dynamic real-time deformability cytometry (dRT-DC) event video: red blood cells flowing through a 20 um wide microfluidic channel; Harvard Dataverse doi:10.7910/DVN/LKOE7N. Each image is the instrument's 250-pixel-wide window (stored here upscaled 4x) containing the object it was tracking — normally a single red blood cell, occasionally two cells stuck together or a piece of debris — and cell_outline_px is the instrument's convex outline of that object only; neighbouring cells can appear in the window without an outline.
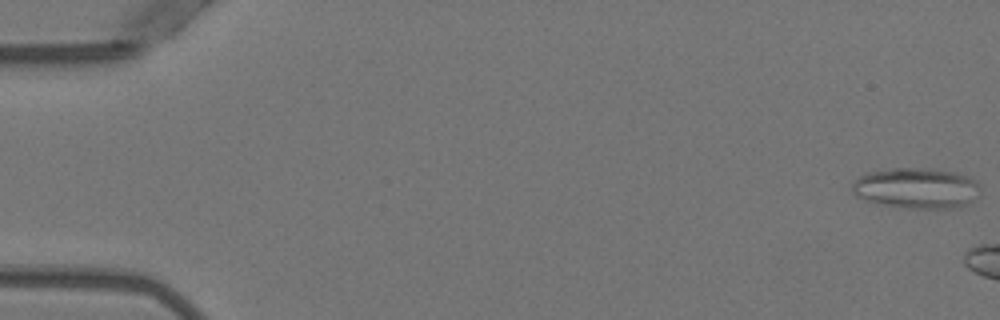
{"species": "Egyptian fruit bat (a non-hibernating species)", "species_latin": "Rousettus aegyptiacus", "temperature_condition": "warm", "stored_images_in_passage": 6, "camera_frame_rate_fps": 3000, "um_per_image_px": 0.085, "animal": {"sex": "female"}, "frame": {"image": 1, "passage_image": 1, "time_ms": 0.0, "image_size_px": [1000, 320], "cell_outline_px": [[980, 196], [956, 208], [908, 208], [884, 204], [868, 200], [856, 196], [852, 192], [852, 184], [864, 172], [892, 168], [924, 168], [960, 172], [972, 176], [980, 184]], "centroid_in_image_um": [77.96, 15.97], "position_along_channel_um": 7.0, "area_um2": 30.63}}